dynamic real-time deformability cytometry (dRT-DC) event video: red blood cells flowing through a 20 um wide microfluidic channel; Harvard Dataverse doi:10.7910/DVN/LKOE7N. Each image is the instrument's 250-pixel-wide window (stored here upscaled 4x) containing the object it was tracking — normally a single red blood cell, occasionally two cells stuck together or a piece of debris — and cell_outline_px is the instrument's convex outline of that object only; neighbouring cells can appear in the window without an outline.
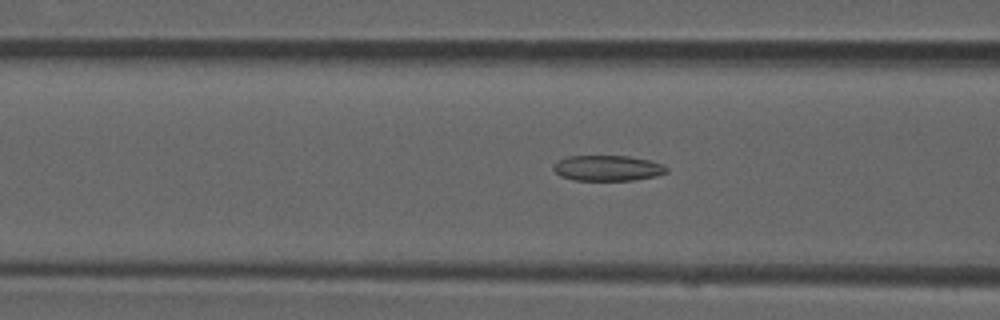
{"species": "common noctule bat (a hibernating species)", "species_latin": "Nyctalus noctula", "temperature_condition": "room temperature", "stored_images_in_passage": 44, "camera_frame_rate_fps": 3000, "um_per_image_px": 0.085, "animal": {"sex": "male", "forearm_length_mm": 52.5}, "frame": {"image": 1, "passage_image": 20, "time_ms": 6.333, "image_size_px": [1000, 320], "cell_outline_px": [[668, 172], [656, 176], [632, 180], [572, 180], [560, 176], [552, 168], [552, 164], [568, 156], [628, 156], [652, 160], [664, 164], [668, 168]], "centroid_in_image_um": [51.67, 14.28], "position_along_channel_um": 114.9, "area_um2": 16.99}}
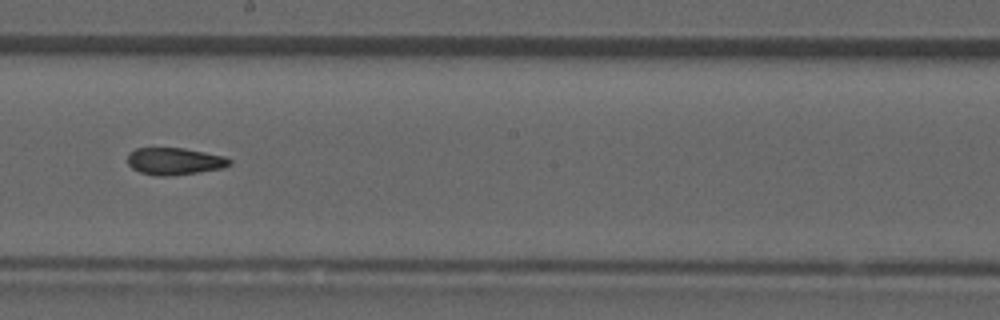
{"frame": {"image": 2, "passage_image": 29, "time_ms": 9.333, "image_size_px": [1000, 320], "cell_outline_px": [[232, 164], [224, 168], [168, 176], [156, 176], [140, 172], [132, 168], [128, 164], [128, 156], [136, 148], [184, 148], [224, 156], [232, 160]], "centroid_in_image_um": [14.86, 13.71], "position_along_channel_um": 233.3, "area_um2": 16.01}}
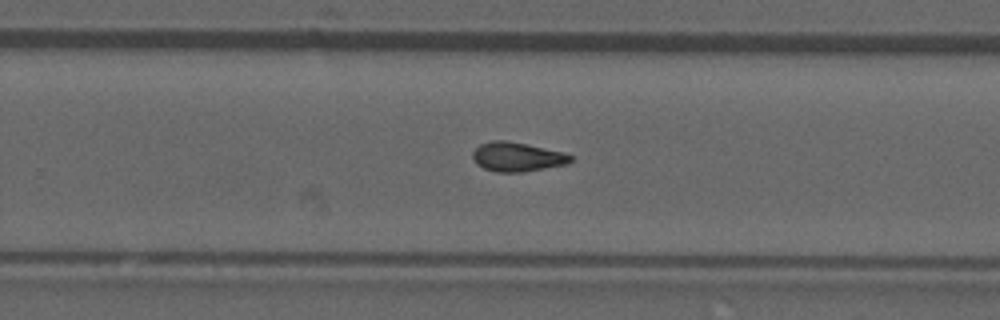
{"frame": {"image": 3, "passage_image": 33, "time_ms": 10.667, "image_size_px": [1000, 320], "cell_outline_px": [[572, 160], [568, 164], [520, 172], [496, 172], [484, 168], [476, 164], [472, 156], [472, 152], [480, 144], [492, 140], [504, 140], [564, 152], [572, 156]], "centroid_in_image_um": [43.93, 13.33], "position_along_channel_um": 285.9, "area_um2": 16.53}, "authors_computed_cell_mechanics": {"area_um2": 17.1666, "velocity_mm_per_s": 3.9485, "shape_relaxation_time_tau1_ms": null, "shape_relaxation_time_tau2_ms": 3.9484, "deformation_change_tau1": null, "deformation_change_tau2": 0.1149}}